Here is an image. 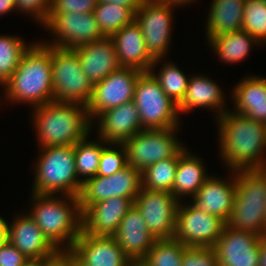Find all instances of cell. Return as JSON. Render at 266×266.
Masks as SVG:
<instances>
[{
	"instance_id": "cell-1",
	"label": "cell",
	"mask_w": 266,
	"mask_h": 266,
	"mask_svg": "<svg viewBox=\"0 0 266 266\" xmlns=\"http://www.w3.org/2000/svg\"><path fill=\"white\" fill-rule=\"evenodd\" d=\"M216 121L220 160L227 171L266 168V124L230 109Z\"/></svg>"
},
{
	"instance_id": "cell-2",
	"label": "cell",
	"mask_w": 266,
	"mask_h": 266,
	"mask_svg": "<svg viewBox=\"0 0 266 266\" xmlns=\"http://www.w3.org/2000/svg\"><path fill=\"white\" fill-rule=\"evenodd\" d=\"M2 88V101L6 105L24 103L33 109L53 101L51 46L41 39L32 42L17 69Z\"/></svg>"
},
{
	"instance_id": "cell-3",
	"label": "cell",
	"mask_w": 266,
	"mask_h": 266,
	"mask_svg": "<svg viewBox=\"0 0 266 266\" xmlns=\"http://www.w3.org/2000/svg\"><path fill=\"white\" fill-rule=\"evenodd\" d=\"M30 113L38 148L75 145L93 132L83 104L50 101Z\"/></svg>"
},
{
	"instance_id": "cell-4",
	"label": "cell",
	"mask_w": 266,
	"mask_h": 266,
	"mask_svg": "<svg viewBox=\"0 0 266 266\" xmlns=\"http://www.w3.org/2000/svg\"><path fill=\"white\" fill-rule=\"evenodd\" d=\"M28 214L47 239L61 252H68L82 231L79 197L30 193Z\"/></svg>"
},
{
	"instance_id": "cell-5",
	"label": "cell",
	"mask_w": 266,
	"mask_h": 266,
	"mask_svg": "<svg viewBox=\"0 0 266 266\" xmlns=\"http://www.w3.org/2000/svg\"><path fill=\"white\" fill-rule=\"evenodd\" d=\"M31 193L79 197L83 184L75 168L74 145L39 148Z\"/></svg>"
},
{
	"instance_id": "cell-6",
	"label": "cell",
	"mask_w": 266,
	"mask_h": 266,
	"mask_svg": "<svg viewBox=\"0 0 266 266\" xmlns=\"http://www.w3.org/2000/svg\"><path fill=\"white\" fill-rule=\"evenodd\" d=\"M236 195L227 226L266 236V168L236 170Z\"/></svg>"
},
{
	"instance_id": "cell-7",
	"label": "cell",
	"mask_w": 266,
	"mask_h": 266,
	"mask_svg": "<svg viewBox=\"0 0 266 266\" xmlns=\"http://www.w3.org/2000/svg\"><path fill=\"white\" fill-rule=\"evenodd\" d=\"M133 102L138 109L143 130L166 129L182 125L177 104L165 94L150 72H142L139 75Z\"/></svg>"
},
{
	"instance_id": "cell-8",
	"label": "cell",
	"mask_w": 266,
	"mask_h": 266,
	"mask_svg": "<svg viewBox=\"0 0 266 266\" xmlns=\"http://www.w3.org/2000/svg\"><path fill=\"white\" fill-rule=\"evenodd\" d=\"M53 101L88 105L93 95V83L81 68L73 49L51 46Z\"/></svg>"
},
{
	"instance_id": "cell-9",
	"label": "cell",
	"mask_w": 266,
	"mask_h": 266,
	"mask_svg": "<svg viewBox=\"0 0 266 266\" xmlns=\"http://www.w3.org/2000/svg\"><path fill=\"white\" fill-rule=\"evenodd\" d=\"M179 128L142 130L126 140L127 165L142 172L160 160L172 158L184 146L177 138Z\"/></svg>"
},
{
	"instance_id": "cell-10",
	"label": "cell",
	"mask_w": 266,
	"mask_h": 266,
	"mask_svg": "<svg viewBox=\"0 0 266 266\" xmlns=\"http://www.w3.org/2000/svg\"><path fill=\"white\" fill-rule=\"evenodd\" d=\"M176 8L179 7L155 0H144L134 13V21L142 31L146 49L154 59L168 57L172 47L170 43Z\"/></svg>"
},
{
	"instance_id": "cell-11",
	"label": "cell",
	"mask_w": 266,
	"mask_h": 266,
	"mask_svg": "<svg viewBox=\"0 0 266 266\" xmlns=\"http://www.w3.org/2000/svg\"><path fill=\"white\" fill-rule=\"evenodd\" d=\"M187 201L178 205L173 239L186 246L214 247L227 222Z\"/></svg>"
},
{
	"instance_id": "cell-12",
	"label": "cell",
	"mask_w": 266,
	"mask_h": 266,
	"mask_svg": "<svg viewBox=\"0 0 266 266\" xmlns=\"http://www.w3.org/2000/svg\"><path fill=\"white\" fill-rule=\"evenodd\" d=\"M41 28L48 31L53 39L42 41L59 48L74 49L104 38L94 13L48 14L47 21Z\"/></svg>"
},
{
	"instance_id": "cell-13",
	"label": "cell",
	"mask_w": 266,
	"mask_h": 266,
	"mask_svg": "<svg viewBox=\"0 0 266 266\" xmlns=\"http://www.w3.org/2000/svg\"><path fill=\"white\" fill-rule=\"evenodd\" d=\"M142 187L141 172L130 165L111 176H94L82 187L79 199L83 213L91 204L111 197L135 199Z\"/></svg>"
},
{
	"instance_id": "cell-14",
	"label": "cell",
	"mask_w": 266,
	"mask_h": 266,
	"mask_svg": "<svg viewBox=\"0 0 266 266\" xmlns=\"http://www.w3.org/2000/svg\"><path fill=\"white\" fill-rule=\"evenodd\" d=\"M179 201L169 192L140 189L134 205L156 240L173 239Z\"/></svg>"
},
{
	"instance_id": "cell-15",
	"label": "cell",
	"mask_w": 266,
	"mask_h": 266,
	"mask_svg": "<svg viewBox=\"0 0 266 266\" xmlns=\"http://www.w3.org/2000/svg\"><path fill=\"white\" fill-rule=\"evenodd\" d=\"M141 73L133 68L120 67L94 84L93 95L87 105L90 120L93 121L106 110L133 101L135 86Z\"/></svg>"
},
{
	"instance_id": "cell-16",
	"label": "cell",
	"mask_w": 266,
	"mask_h": 266,
	"mask_svg": "<svg viewBox=\"0 0 266 266\" xmlns=\"http://www.w3.org/2000/svg\"><path fill=\"white\" fill-rule=\"evenodd\" d=\"M262 236L225 226L214 248L222 266H259Z\"/></svg>"
},
{
	"instance_id": "cell-17",
	"label": "cell",
	"mask_w": 266,
	"mask_h": 266,
	"mask_svg": "<svg viewBox=\"0 0 266 266\" xmlns=\"http://www.w3.org/2000/svg\"><path fill=\"white\" fill-rule=\"evenodd\" d=\"M82 266H131L114 237L92 236L81 231L68 251Z\"/></svg>"
},
{
	"instance_id": "cell-18",
	"label": "cell",
	"mask_w": 266,
	"mask_h": 266,
	"mask_svg": "<svg viewBox=\"0 0 266 266\" xmlns=\"http://www.w3.org/2000/svg\"><path fill=\"white\" fill-rule=\"evenodd\" d=\"M7 240L26 258H56L61 252L47 239L27 211L17 214L8 225Z\"/></svg>"
},
{
	"instance_id": "cell-19",
	"label": "cell",
	"mask_w": 266,
	"mask_h": 266,
	"mask_svg": "<svg viewBox=\"0 0 266 266\" xmlns=\"http://www.w3.org/2000/svg\"><path fill=\"white\" fill-rule=\"evenodd\" d=\"M228 177L210 175L189 200L198 209L216 215L226 222L231 216L236 195V172L228 170Z\"/></svg>"
},
{
	"instance_id": "cell-20",
	"label": "cell",
	"mask_w": 266,
	"mask_h": 266,
	"mask_svg": "<svg viewBox=\"0 0 266 266\" xmlns=\"http://www.w3.org/2000/svg\"><path fill=\"white\" fill-rule=\"evenodd\" d=\"M94 128H97L96 136L108 143H124L143 130L133 101L99 114L92 121V130Z\"/></svg>"
},
{
	"instance_id": "cell-21",
	"label": "cell",
	"mask_w": 266,
	"mask_h": 266,
	"mask_svg": "<svg viewBox=\"0 0 266 266\" xmlns=\"http://www.w3.org/2000/svg\"><path fill=\"white\" fill-rule=\"evenodd\" d=\"M222 88L212 78L205 74L191 75L188 87L181 102L177 105L179 115H187L194 109H210L216 120L231 109L227 107L226 95ZM214 112V113H213Z\"/></svg>"
},
{
	"instance_id": "cell-22",
	"label": "cell",
	"mask_w": 266,
	"mask_h": 266,
	"mask_svg": "<svg viewBox=\"0 0 266 266\" xmlns=\"http://www.w3.org/2000/svg\"><path fill=\"white\" fill-rule=\"evenodd\" d=\"M135 199L111 197L91 204L82 213V231L92 236L113 237Z\"/></svg>"
},
{
	"instance_id": "cell-23",
	"label": "cell",
	"mask_w": 266,
	"mask_h": 266,
	"mask_svg": "<svg viewBox=\"0 0 266 266\" xmlns=\"http://www.w3.org/2000/svg\"><path fill=\"white\" fill-rule=\"evenodd\" d=\"M113 237L132 262L141 261L156 241L134 204L121 220Z\"/></svg>"
},
{
	"instance_id": "cell-24",
	"label": "cell",
	"mask_w": 266,
	"mask_h": 266,
	"mask_svg": "<svg viewBox=\"0 0 266 266\" xmlns=\"http://www.w3.org/2000/svg\"><path fill=\"white\" fill-rule=\"evenodd\" d=\"M231 90L232 111L266 124V77L249 73Z\"/></svg>"
},
{
	"instance_id": "cell-25",
	"label": "cell",
	"mask_w": 266,
	"mask_h": 266,
	"mask_svg": "<svg viewBox=\"0 0 266 266\" xmlns=\"http://www.w3.org/2000/svg\"><path fill=\"white\" fill-rule=\"evenodd\" d=\"M73 50L78 54L81 68L93 85L120 68L110 37L78 46Z\"/></svg>"
},
{
	"instance_id": "cell-26",
	"label": "cell",
	"mask_w": 266,
	"mask_h": 266,
	"mask_svg": "<svg viewBox=\"0 0 266 266\" xmlns=\"http://www.w3.org/2000/svg\"><path fill=\"white\" fill-rule=\"evenodd\" d=\"M110 38L114 43L120 67L149 72L155 59L147 51L142 31L135 21Z\"/></svg>"
},
{
	"instance_id": "cell-27",
	"label": "cell",
	"mask_w": 266,
	"mask_h": 266,
	"mask_svg": "<svg viewBox=\"0 0 266 266\" xmlns=\"http://www.w3.org/2000/svg\"><path fill=\"white\" fill-rule=\"evenodd\" d=\"M183 146L178 151V165L171 194L179 201L192 198L210 176L204 159Z\"/></svg>"
},
{
	"instance_id": "cell-28",
	"label": "cell",
	"mask_w": 266,
	"mask_h": 266,
	"mask_svg": "<svg viewBox=\"0 0 266 266\" xmlns=\"http://www.w3.org/2000/svg\"><path fill=\"white\" fill-rule=\"evenodd\" d=\"M246 0H212L206 17L205 39L242 29Z\"/></svg>"
},
{
	"instance_id": "cell-29",
	"label": "cell",
	"mask_w": 266,
	"mask_h": 266,
	"mask_svg": "<svg viewBox=\"0 0 266 266\" xmlns=\"http://www.w3.org/2000/svg\"><path fill=\"white\" fill-rule=\"evenodd\" d=\"M206 44L210 46V51L215 53L221 63L235 64L241 63L248 56L254 46L261 47V44L248 32L244 30L226 32L211 38Z\"/></svg>"
},
{
	"instance_id": "cell-30",
	"label": "cell",
	"mask_w": 266,
	"mask_h": 266,
	"mask_svg": "<svg viewBox=\"0 0 266 266\" xmlns=\"http://www.w3.org/2000/svg\"><path fill=\"white\" fill-rule=\"evenodd\" d=\"M165 59V57L156 58L149 72L158 81L165 94L178 105L184 97L191 74L187 76L173 61ZM159 64L161 67L157 71Z\"/></svg>"
},
{
	"instance_id": "cell-31",
	"label": "cell",
	"mask_w": 266,
	"mask_h": 266,
	"mask_svg": "<svg viewBox=\"0 0 266 266\" xmlns=\"http://www.w3.org/2000/svg\"><path fill=\"white\" fill-rule=\"evenodd\" d=\"M89 137L90 135L74 145L76 173L82 184L97 175L101 152L108 144L97 136L96 140Z\"/></svg>"
},
{
	"instance_id": "cell-32",
	"label": "cell",
	"mask_w": 266,
	"mask_h": 266,
	"mask_svg": "<svg viewBox=\"0 0 266 266\" xmlns=\"http://www.w3.org/2000/svg\"><path fill=\"white\" fill-rule=\"evenodd\" d=\"M94 16L104 37H111L134 21V13L119 4L97 2Z\"/></svg>"
},
{
	"instance_id": "cell-33",
	"label": "cell",
	"mask_w": 266,
	"mask_h": 266,
	"mask_svg": "<svg viewBox=\"0 0 266 266\" xmlns=\"http://www.w3.org/2000/svg\"><path fill=\"white\" fill-rule=\"evenodd\" d=\"M19 35H0V87L13 75L25 51L32 44Z\"/></svg>"
},
{
	"instance_id": "cell-34",
	"label": "cell",
	"mask_w": 266,
	"mask_h": 266,
	"mask_svg": "<svg viewBox=\"0 0 266 266\" xmlns=\"http://www.w3.org/2000/svg\"><path fill=\"white\" fill-rule=\"evenodd\" d=\"M178 152L172 157L160 160L141 172L142 188L171 193L176 169Z\"/></svg>"
},
{
	"instance_id": "cell-35",
	"label": "cell",
	"mask_w": 266,
	"mask_h": 266,
	"mask_svg": "<svg viewBox=\"0 0 266 266\" xmlns=\"http://www.w3.org/2000/svg\"><path fill=\"white\" fill-rule=\"evenodd\" d=\"M186 247L175 239L156 240L141 262L145 266H182Z\"/></svg>"
},
{
	"instance_id": "cell-36",
	"label": "cell",
	"mask_w": 266,
	"mask_h": 266,
	"mask_svg": "<svg viewBox=\"0 0 266 266\" xmlns=\"http://www.w3.org/2000/svg\"><path fill=\"white\" fill-rule=\"evenodd\" d=\"M242 30L253 36L262 48L266 45V3L264 1H245Z\"/></svg>"
},
{
	"instance_id": "cell-37",
	"label": "cell",
	"mask_w": 266,
	"mask_h": 266,
	"mask_svg": "<svg viewBox=\"0 0 266 266\" xmlns=\"http://www.w3.org/2000/svg\"><path fill=\"white\" fill-rule=\"evenodd\" d=\"M127 166V151L123 143H108L101 152L97 176H111Z\"/></svg>"
},
{
	"instance_id": "cell-38",
	"label": "cell",
	"mask_w": 266,
	"mask_h": 266,
	"mask_svg": "<svg viewBox=\"0 0 266 266\" xmlns=\"http://www.w3.org/2000/svg\"><path fill=\"white\" fill-rule=\"evenodd\" d=\"M217 264L214 247L187 246L184 249L182 266H216Z\"/></svg>"
},
{
	"instance_id": "cell-39",
	"label": "cell",
	"mask_w": 266,
	"mask_h": 266,
	"mask_svg": "<svg viewBox=\"0 0 266 266\" xmlns=\"http://www.w3.org/2000/svg\"><path fill=\"white\" fill-rule=\"evenodd\" d=\"M15 5L17 13L30 16L42 27L47 21L51 0H15Z\"/></svg>"
},
{
	"instance_id": "cell-40",
	"label": "cell",
	"mask_w": 266,
	"mask_h": 266,
	"mask_svg": "<svg viewBox=\"0 0 266 266\" xmlns=\"http://www.w3.org/2000/svg\"><path fill=\"white\" fill-rule=\"evenodd\" d=\"M97 0H51L49 14L94 13Z\"/></svg>"
},
{
	"instance_id": "cell-41",
	"label": "cell",
	"mask_w": 266,
	"mask_h": 266,
	"mask_svg": "<svg viewBox=\"0 0 266 266\" xmlns=\"http://www.w3.org/2000/svg\"><path fill=\"white\" fill-rule=\"evenodd\" d=\"M26 260V256L8 240L0 245V266H21Z\"/></svg>"
},
{
	"instance_id": "cell-42",
	"label": "cell",
	"mask_w": 266,
	"mask_h": 266,
	"mask_svg": "<svg viewBox=\"0 0 266 266\" xmlns=\"http://www.w3.org/2000/svg\"><path fill=\"white\" fill-rule=\"evenodd\" d=\"M143 1L144 0H97V2L114 3L128 7L133 13L141 7Z\"/></svg>"
},
{
	"instance_id": "cell-43",
	"label": "cell",
	"mask_w": 266,
	"mask_h": 266,
	"mask_svg": "<svg viewBox=\"0 0 266 266\" xmlns=\"http://www.w3.org/2000/svg\"><path fill=\"white\" fill-rule=\"evenodd\" d=\"M48 266H76V263L66 253H61Z\"/></svg>"
},
{
	"instance_id": "cell-44",
	"label": "cell",
	"mask_w": 266,
	"mask_h": 266,
	"mask_svg": "<svg viewBox=\"0 0 266 266\" xmlns=\"http://www.w3.org/2000/svg\"><path fill=\"white\" fill-rule=\"evenodd\" d=\"M16 10L15 0H0V17Z\"/></svg>"
},
{
	"instance_id": "cell-45",
	"label": "cell",
	"mask_w": 266,
	"mask_h": 266,
	"mask_svg": "<svg viewBox=\"0 0 266 266\" xmlns=\"http://www.w3.org/2000/svg\"><path fill=\"white\" fill-rule=\"evenodd\" d=\"M55 258H28L21 266H48Z\"/></svg>"
},
{
	"instance_id": "cell-46",
	"label": "cell",
	"mask_w": 266,
	"mask_h": 266,
	"mask_svg": "<svg viewBox=\"0 0 266 266\" xmlns=\"http://www.w3.org/2000/svg\"><path fill=\"white\" fill-rule=\"evenodd\" d=\"M155 1L174 5V6H177L179 8L190 6L191 4H193L196 1L198 2V0H155Z\"/></svg>"
},
{
	"instance_id": "cell-47",
	"label": "cell",
	"mask_w": 266,
	"mask_h": 266,
	"mask_svg": "<svg viewBox=\"0 0 266 266\" xmlns=\"http://www.w3.org/2000/svg\"><path fill=\"white\" fill-rule=\"evenodd\" d=\"M9 222L0 216V245L7 240Z\"/></svg>"
},
{
	"instance_id": "cell-48",
	"label": "cell",
	"mask_w": 266,
	"mask_h": 266,
	"mask_svg": "<svg viewBox=\"0 0 266 266\" xmlns=\"http://www.w3.org/2000/svg\"><path fill=\"white\" fill-rule=\"evenodd\" d=\"M259 266H266V236L262 238V243L260 245Z\"/></svg>"
},
{
	"instance_id": "cell-49",
	"label": "cell",
	"mask_w": 266,
	"mask_h": 266,
	"mask_svg": "<svg viewBox=\"0 0 266 266\" xmlns=\"http://www.w3.org/2000/svg\"><path fill=\"white\" fill-rule=\"evenodd\" d=\"M66 254L76 263V266H82L69 252H66Z\"/></svg>"
},
{
	"instance_id": "cell-50",
	"label": "cell",
	"mask_w": 266,
	"mask_h": 266,
	"mask_svg": "<svg viewBox=\"0 0 266 266\" xmlns=\"http://www.w3.org/2000/svg\"><path fill=\"white\" fill-rule=\"evenodd\" d=\"M131 266H145L141 261H134L131 263Z\"/></svg>"
}]
</instances>
